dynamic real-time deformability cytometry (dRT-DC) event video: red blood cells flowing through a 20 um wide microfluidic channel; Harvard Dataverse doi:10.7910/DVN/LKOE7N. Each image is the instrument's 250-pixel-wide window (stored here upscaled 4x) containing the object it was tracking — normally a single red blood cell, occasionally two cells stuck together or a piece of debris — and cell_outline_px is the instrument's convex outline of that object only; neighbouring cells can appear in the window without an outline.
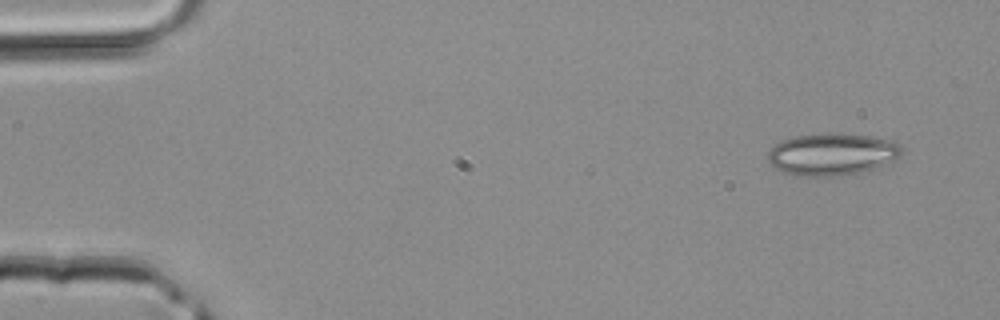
{"species": "common noctule bat (a hibernating species)", "species_latin": "Nyctalus noctula", "temperature_condition": "room temperature", "stored_images_in_passage": 40, "camera_frame_rate_fps": 3000, "um_per_image_px": 0.085, "animal": {"sex": "male", "body_mass_g": 20.4}, "frame": {"image": 1, "passage_image": 1, "time_ms": 0.0, "image_size_px": [1000, 320], "cell_outline_px": [[904, 152], [900, 156], [884, 168], [864, 172], [840, 176], [800, 176], [784, 172], [772, 168], [768, 160], [768, 152], [780, 140], [792, 136], [832, 132], [872, 136], [888, 140], [900, 144], [904, 148]], "centroid_in_image_um": [70.78, 13.12], "position_along_channel_um": 14.2, "area_um2": 33.81}}
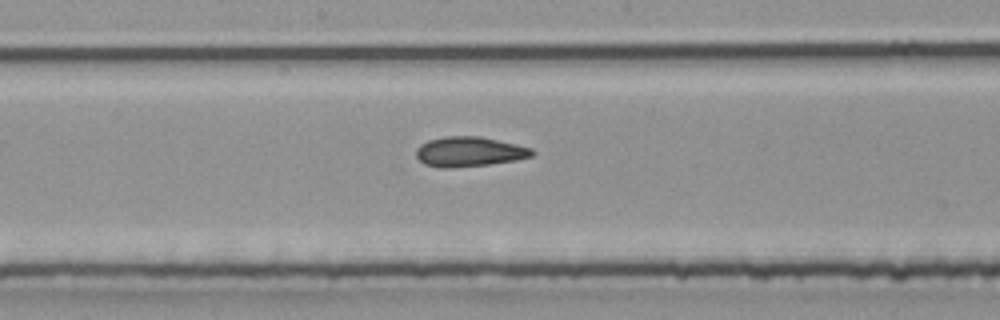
{"frame": {"image": 2, "passage_image": 20, "time_ms": 6.333, "image_size_px": [1000, 320], "cell_outline_px": [[536, 152], [532, 156], [516, 160], [488, 164], [448, 168], [444, 168], [424, 164], [416, 156], [416, 148], [420, 144], [428, 140], [444, 136], [480, 136], [516, 144], [532, 148]], "centroid_in_image_um": [39.88, 12.88], "position_along_channel_um": 208.3, "area_um2": 20.17}}
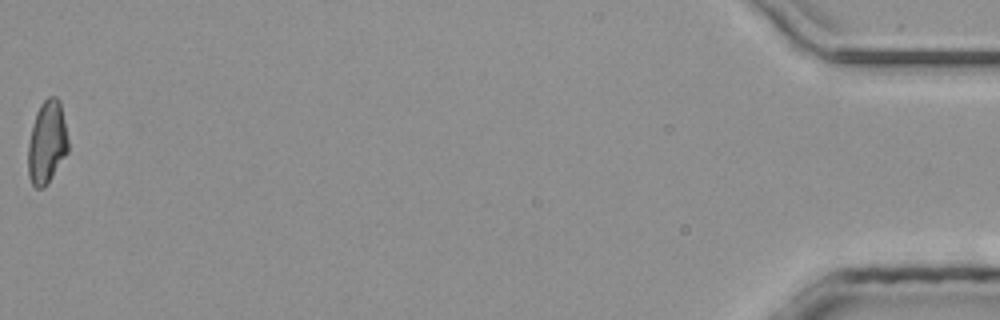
{"frame": {"image": 3, "passage_image": 40, "time_ms": 13.0, "image_size_px": [1000, 320], "cell_outline_px": [[68, 152], [44, 188], [36, 188], [32, 184], [28, 176], [28, 144], [32, 124], [36, 112], [40, 104], [48, 96], [56, 96], [60, 100], [68, 136]], "centroid_in_image_um": [3.99, 12.07], "position_along_channel_um": 431.2, "area_um2": 19.54}}